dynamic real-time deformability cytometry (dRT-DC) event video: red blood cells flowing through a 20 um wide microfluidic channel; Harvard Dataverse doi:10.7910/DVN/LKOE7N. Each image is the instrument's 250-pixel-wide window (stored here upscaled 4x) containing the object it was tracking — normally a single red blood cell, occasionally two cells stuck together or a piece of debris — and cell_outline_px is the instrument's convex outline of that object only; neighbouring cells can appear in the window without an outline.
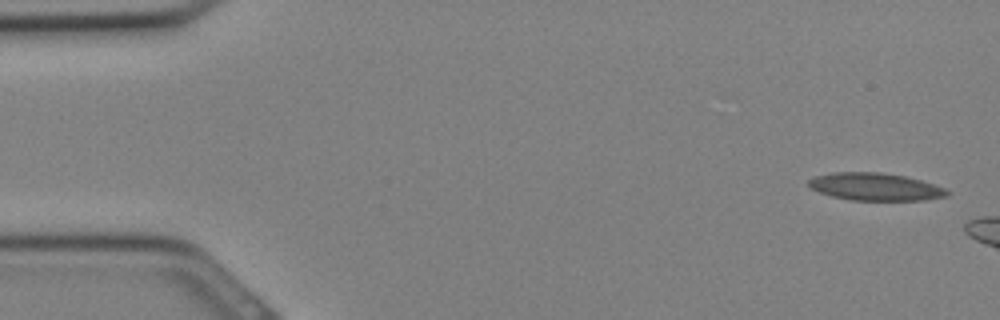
{"species": "Egyptian fruit bat (a non-hibernating species)", "species_latin": "Rousettus aegyptiacus", "temperature_condition": "cold", "stored_images_in_passage": 5, "camera_frame_rate_fps": 3000, "um_per_image_px": 0.085, "animal": {"sex": "female"}, "frame": {"image": 1, "passage_image": 1, "time_ms": 0.0, "image_size_px": [1000, 320], "cell_outline_px": [[952, 192], [948, 196], [924, 200], [852, 200], [832, 196], [820, 192], [812, 188], [808, 184], [808, 180], [812, 176], [832, 172], [880, 172], [904, 176], [920, 180], [944, 188]], "centroid_in_image_um": [74.39, 15.87], "position_along_channel_um": 10.6, "area_um2": 22.2}}